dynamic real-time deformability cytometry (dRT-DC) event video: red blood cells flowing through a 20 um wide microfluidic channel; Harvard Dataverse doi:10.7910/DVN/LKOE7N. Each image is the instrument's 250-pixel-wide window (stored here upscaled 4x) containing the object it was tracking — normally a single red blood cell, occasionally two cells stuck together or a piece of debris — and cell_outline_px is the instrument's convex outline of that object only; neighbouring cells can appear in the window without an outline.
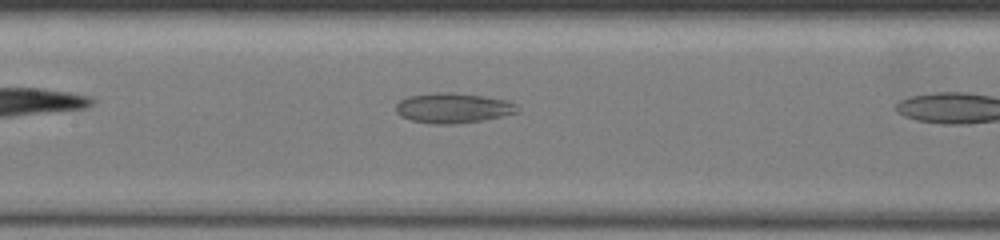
{"species": "common noctule bat (a hibernating species)", "species_latin": "Nyctalus noctula", "temperature_condition": "warm", "stored_images_in_passage": 9, "camera_frame_rate_fps": 3000, "um_per_image_px": 0.085, "animal": {"sex": "female", "body_mass_g": 19.5, "forearm_length_mm": 54.1}, "frame": {"image": 1, "passage_image": 7, "time_ms": 1.667, "image_size_px": [1000, 240], "cell_outline_px": [[520, 112], [480, 120], [456, 124], [436, 124], [412, 120], [400, 116], [396, 112], [396, 104], [400, 100], [408, 96], [436, 92], [452, 92], [484, 96], [508, 100]], "centroid_in_image_um": [38.46, 9.17], "position_along_channel_um": 168.9, "area_um2": 21.1}}